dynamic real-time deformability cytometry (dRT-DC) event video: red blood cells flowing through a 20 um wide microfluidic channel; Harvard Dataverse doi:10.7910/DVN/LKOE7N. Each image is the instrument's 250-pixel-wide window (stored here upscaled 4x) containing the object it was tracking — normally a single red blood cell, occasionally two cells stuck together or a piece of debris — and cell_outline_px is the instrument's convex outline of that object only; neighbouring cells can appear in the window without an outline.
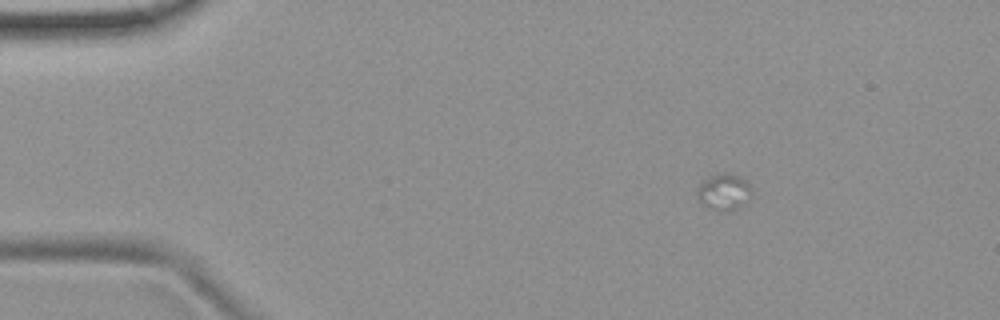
{"species": "common noctule bat (a hibernating species)", "species_latin": "Nyctalus noctula", "temperature_condition": "room temperature", "stored_images_in_passage": 19, "camera_frame_rate_fps": 3000, "um_per_image_px": 0.085, "animal": {"sex": "female", "body_mass_g": 19.9}, "frame": {"image": 1, "passage_image": 8, "time_ms": 2.333, "image_size_px": [1000, 320], "cell_outline_px": [[752, 196], [744, 204], [736, 208], [712, 208], [704, 204], [696, 196], [696, 188], [708, 176], [716, 172], [728, 172], [740, 176], [752, 188]], "centroid_in_image_um": [61.54, 16.22], "position_along_channel_um": 23.5, "area_um2": 11.39}}